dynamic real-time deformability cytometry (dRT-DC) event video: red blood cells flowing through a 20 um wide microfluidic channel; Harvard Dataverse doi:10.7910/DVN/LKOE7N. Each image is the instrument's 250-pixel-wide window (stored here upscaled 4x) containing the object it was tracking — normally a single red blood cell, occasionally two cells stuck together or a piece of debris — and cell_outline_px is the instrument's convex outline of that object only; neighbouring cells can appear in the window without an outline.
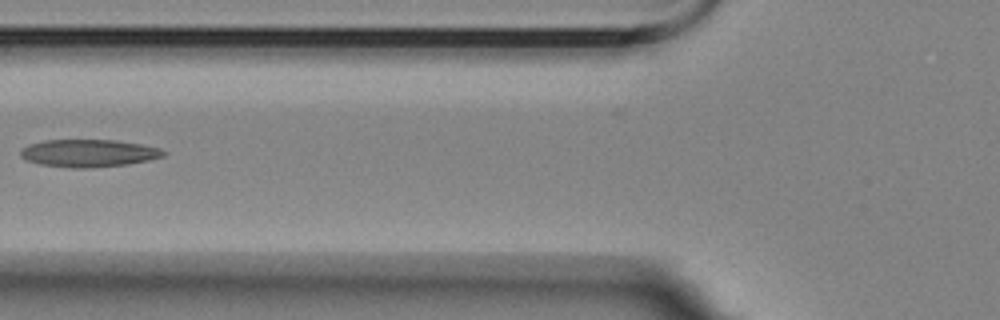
{"species": "Egyptian fruit bat (a non-hibernating species)", "species_latin": "Rousettus aegyptiacus", "temperature_condition": "room temperature", "stored_images_in_passage": 7, "camera_frame_rate_fps": 3000, "um_per_image_px": 0.085, "animal": {"sex": "female"}, "frame": {"image": 1, "passage_image": 2, "time_ms": 1.333, "image_size_px": [1000, 320], "cell_outline_px": [[168, 152], [164, 156], [148, 160], [128, 164], [88, 168], [72, 168], [40, 164], [28, 160], [20, 156], [20, 148], [28, 144], [44, 140], [116, 140], [140, 144], [160, 148]], "centroid_in_image_um": [7.53, 13.01], "position_along_channel_um": 118.3, "area_um2": 23.0}}
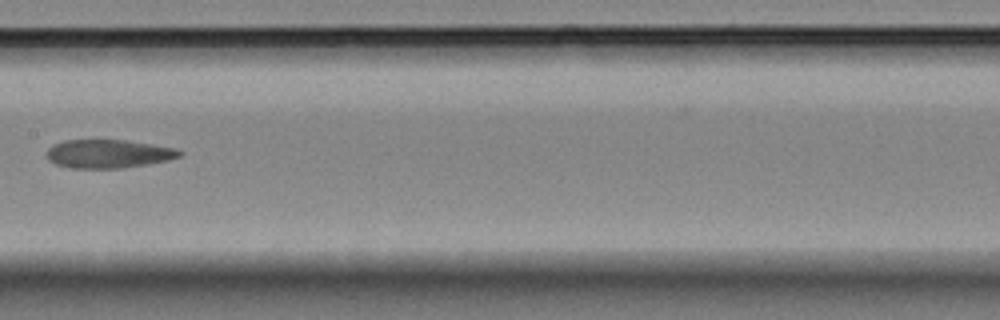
{"frame": {"image": 2, "passage_image": 4, "time_ms": 3.667, "image_size_px": [1000, 320], "cell_outline_px": [[184, 152], [180, 156], [168, 160], [148, 164], [120, 168], [72, 168], [56, 164], [48, 160], [48, 148], [52, 144], [64, 140], [128, 140], [176, 148]], "centroid_in_image_um": [9.22, 13.06], "position_along_channel_um": 198.2, "area_um2": 22.08}}
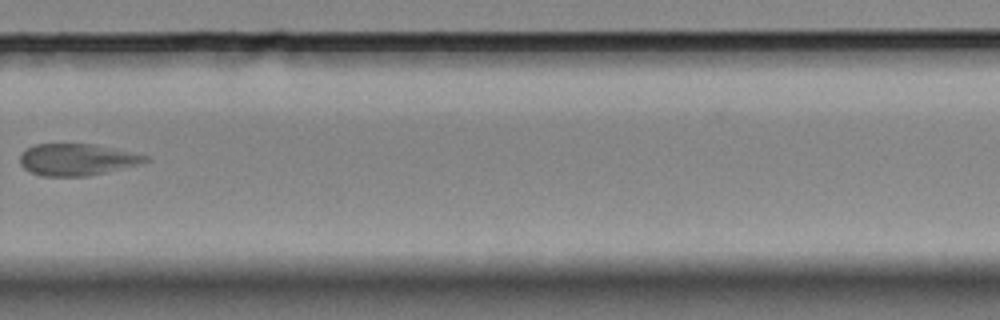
{"frame": {"image": 3, "passage_image": 7, "time_ms": 7.333, "image_size_px": [1000, 320], "cell_outline_px": [[152, 160], [88, 176], [44, 176], [32, 172], [24, 168], [20, 164], [20, 156], [28, 148], [36, 144], [96, 144], [132, 152], [148, 156]], "centroid_in_image_um": [6.54, 13.55], "position_along_channel_um": 323.3, "area_um2": 22.83}}